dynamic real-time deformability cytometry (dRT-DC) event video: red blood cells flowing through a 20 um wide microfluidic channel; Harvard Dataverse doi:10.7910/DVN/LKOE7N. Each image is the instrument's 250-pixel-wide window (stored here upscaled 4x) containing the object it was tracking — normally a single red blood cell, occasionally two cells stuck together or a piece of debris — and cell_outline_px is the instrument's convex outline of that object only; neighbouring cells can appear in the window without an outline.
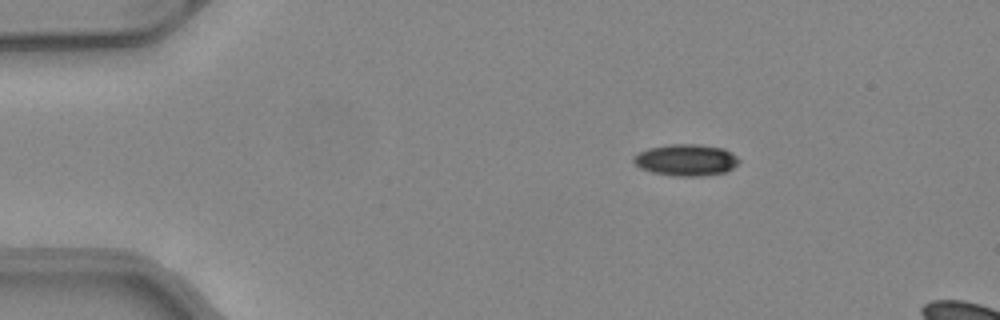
{"species": "common noctule bat (a hibernating species)", "species_latin": "Nyctalus noctula", "temperature_condition": "warm", "stored_images_in_passage": 8, "camera_frame_rate_fps": 3000, "um_per_image_px": 0.085, "animal": {"sex": "female", "body_mass_g": 24.6, "forearm_length_mm": 56.2}, "frame": {"image": 1, "passage_image": 1, "time_ms": 0.0, "image_size_px": [1000, 320], "cell_outline_px": [[740, 160], [732, 168], [724, 172], [704, 176], [672, 176], [652, 172], [640, 168], [632, 160], [632, 156], [648, 148], [672, 144], [696, 144], [724, 148], [736, 156]], "centroid_in_image_um": [58.29, 13.6], "position_along_channel_um": 26.7, "area_um2": 19.36}}